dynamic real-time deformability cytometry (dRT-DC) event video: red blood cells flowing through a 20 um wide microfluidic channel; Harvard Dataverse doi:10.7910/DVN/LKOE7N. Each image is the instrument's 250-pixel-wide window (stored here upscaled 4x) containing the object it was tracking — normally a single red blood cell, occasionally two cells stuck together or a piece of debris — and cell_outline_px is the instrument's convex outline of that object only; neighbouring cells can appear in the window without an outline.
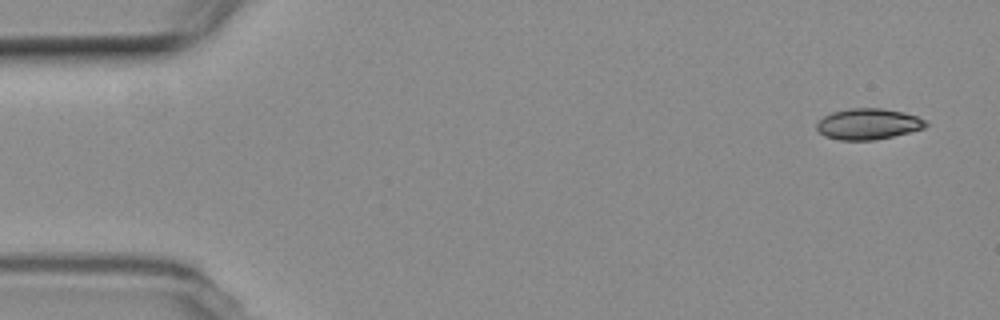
{"species": "common noctule bat (a hibernating species)", "species_latin": "Nyctalus noctula", "temperature_condition": "room temperature", "stored_images_in_passage": 5, "camera_frame_rate_fps": 3000, "um_per_image_px": 0.085, "animal": {"sex": "female", "body_mass_g": 19.3, "forearm_length_mm": 54.1}, "frame": {"image": 1, "passage_image": 1, "time_ms": 0.0, "image_size_px": [1000, 320], "cell_outline_px": [[928, 124], [924, 128], [876, 140], [840, 140], [824, 136], [816, 128], [816, 124], [824, 116], [832, 112], [852, 108], [880, 108], [904, 112], [916, 116], [924, 120]], "centroid_in_image_um": [73.77, 10.54], "position_along_channel_um": 11.2, "area_um2": 19.54}}
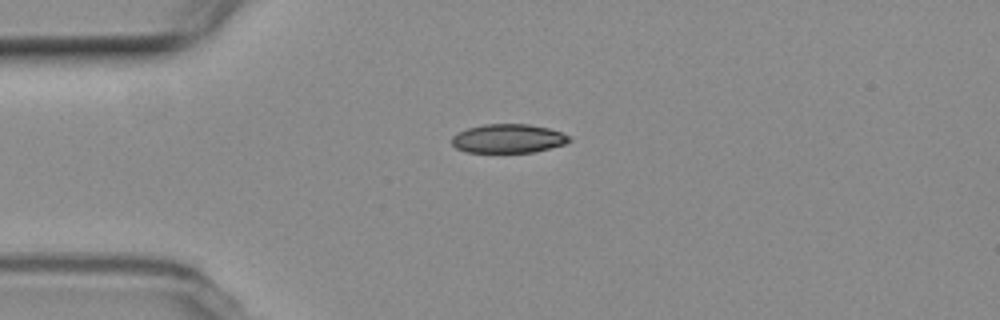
{"frame": {"image": 2, "passage_image": 4, "time_ms": 3.667, "image_size_px": [1000, 320], "cell_outline_px": [[572, 140], [564, 144], [536, 152], [464, 152], [456, 148], [452, 144], [452, 136], [468, 128], [484, 124], [528, 124], [548, 128], [572, 136]], "centroid_in_image_um": [43.22, 11.78], "position_along_channel_um": 41.8, "area_um2": 19.77}}